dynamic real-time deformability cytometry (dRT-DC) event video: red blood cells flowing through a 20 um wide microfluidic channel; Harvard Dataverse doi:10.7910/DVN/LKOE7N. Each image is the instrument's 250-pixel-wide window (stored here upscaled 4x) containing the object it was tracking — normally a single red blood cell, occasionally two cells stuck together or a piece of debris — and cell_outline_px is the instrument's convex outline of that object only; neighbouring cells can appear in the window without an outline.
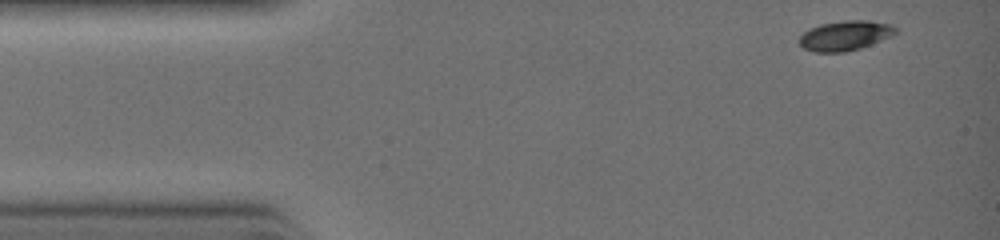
{"species": "common noctule bat (a hibernating species)", "species_latin": "Nyctalus noctula", "temperature_condition": "warm", "stored_images_in_passage": 29, "camera_frame_rate_fps": 3000, "um_per_image_px": 0.085, "animal": {"sex": "female", "body_mass_g": 19.0, "forearm_length_mm": 51.5}, "frame": {"image": 1, "passage_image": 1, "time_ms": 0.0, "image_size_px": [1000, 240], "cell_outline_px": [[900, 28], [892, 36], [872, 44], [860, 48], [844, 52], [812, 52], [804, 48], [800, 44], [800, 36], [808, 28], [820, 24], [844, 20], [868, 20], [892, 24]], "centroid_in_image_um": [71.87, 3.01], "position_along_channel_um": 13.1, "area_um2": 16.94}}
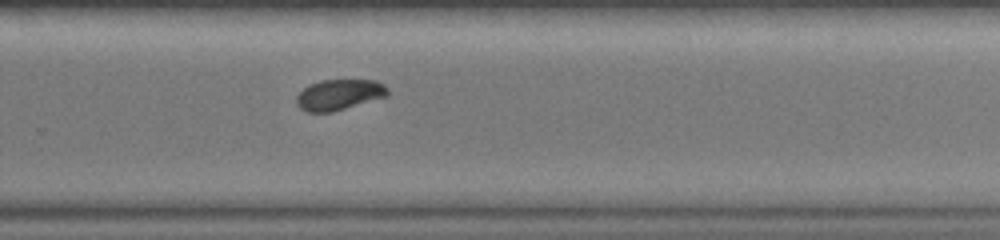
{"frame": {"image": 2, "passage_image": 20, "time_ms": 6.333, "image_size_px": [1000, 240], "cell_outline_px": [[388, 96], [332, 112], [308, 112], [300, 108], [296, 104], [296, 96], [308, 84], [320, 80], [376, 80], [384, 84], [388, 88]], "centroid_in_image_um": [28.82, 8.04], "position_along_channel_um": 301.0, "area_um2": 16.42}}
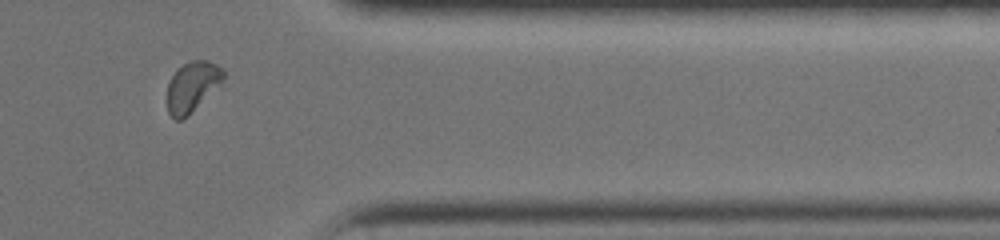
{"frame": {"image": 3, "passage_image": 25, "time_ms": 8.0, "image_size_px": [1000, 240], "cell_outline_px": [[224, 80], [188, 116], [180, 120], [176, 120], [168, 112], [168, 80], [176, 68], [192, 60], [208, 60], [224, 68]], "centroid_in_image_um": [16.34, 7.34], "position_along_channel_um": 395.1, "area_um2": 16.47}}